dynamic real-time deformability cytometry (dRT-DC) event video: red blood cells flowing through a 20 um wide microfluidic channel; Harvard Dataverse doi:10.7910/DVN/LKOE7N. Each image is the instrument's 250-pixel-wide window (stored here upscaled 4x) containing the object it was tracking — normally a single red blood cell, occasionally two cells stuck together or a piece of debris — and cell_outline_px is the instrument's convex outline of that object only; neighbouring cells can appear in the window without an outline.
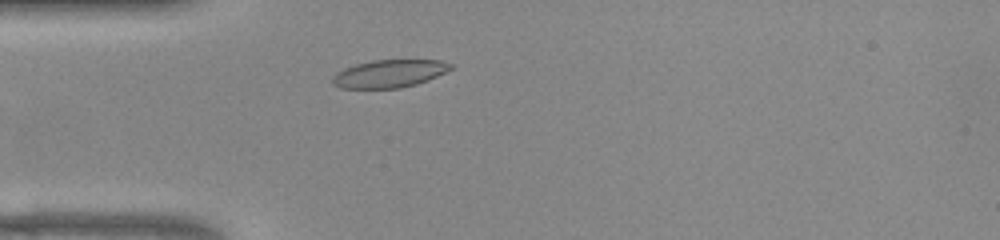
{"species": "common noctule bat (a hibernating species)", "species_latin": "Nyctalus noctula", "temperature_condition": "warm", "stored_images_in_passage": 39, "camera_frame_rate_fps": 3000, "um_per_image_px": 0.085, "animal": {"sex": "female", "body_mass_g": 22.0, "forearm_length_mm": 56.7}, "frame": {"image": 1, "passage_image": 1, "time_ms": 0.0, "image_size_px": [1000, 240], "cell_outline_px": [[452, 68], [428, 80], [416, 84], [400, 88], [340, 88], [332, 84], [332, 76], [336, 72], [344, 68], [356, 64], [372, 60], [440, 60], [452, 64]], "centroid_in_image_um": [33.05, 6.26], "position_along_channel_um": 52.0, "area_um2": 19.07}}
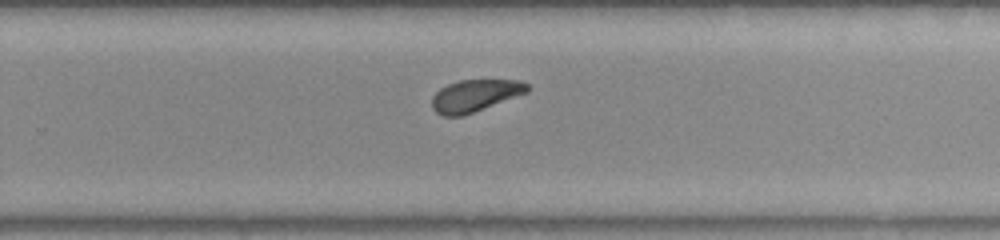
{"frame": {"image": 2, "passage_image": 20, "time_ms": 6.333, "image_size_px": [1000, 240], "cell_outline_px": [[532, 84], [528, 92], [472, 112], [460, 116], [444, 116], [436, 112], [432, 108], [432, 96], [440, 88], [448, 84], [460, 80], [520, 80]], "centroid_in_image_um": [40.39, 8.1], "position_along_channel_um": 289.4, "area_um2": 17.69}}
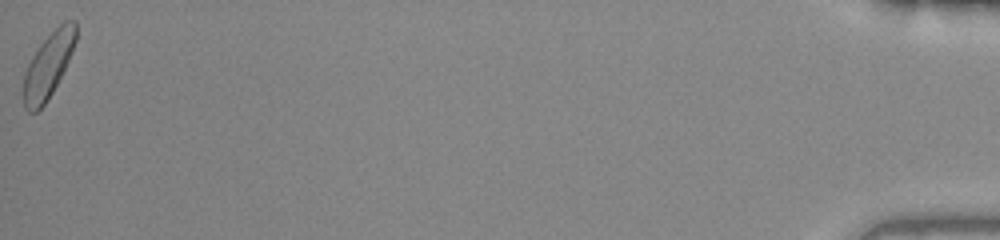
{"frame": {"image": 3, "passage_image": 39, "time_ms": 12.667, "image_size_px": [1000, 240], "cell_outline_px": [[76, 40], [68, 60], [52, 92], [44, 104], [36, 112], [28, 112], [24, 108], [24, 72], [32, 56], [40, 44], [64, 20], [76, 20]], "centroid_in_image_um": [4.09, 5.54], "position_along_channel_um": 431.1, "area_um2": 19.36}, "authors_computed_cell_mechanics": {"area_um2": 18.9006, "velocity_mm_per_s": 3.8701, "shape_relaxation_time_tau1_ms": 1.8319, "shape_relaxation_time_tau2_ms": null, "deformation_change_tau1": 0.0995, "deformation_change_tau2": null}}